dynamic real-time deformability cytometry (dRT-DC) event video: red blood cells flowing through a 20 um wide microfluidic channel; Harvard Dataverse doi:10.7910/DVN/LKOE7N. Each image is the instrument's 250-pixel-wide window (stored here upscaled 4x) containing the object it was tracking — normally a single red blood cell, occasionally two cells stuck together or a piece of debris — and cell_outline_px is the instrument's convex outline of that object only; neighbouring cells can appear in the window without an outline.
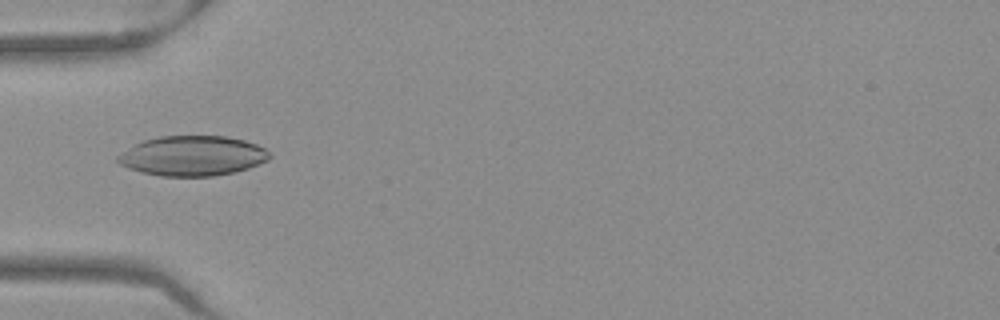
{"species": "Egyptian fruit bat (a non-hibernating species)", "species_latin": "Rousettus aegyptiacus", "temperature_condition": "warm", "stored_images_in_passage": 49, "camera_frame_rate_fps": 3000, "um_per_image_px": 0.085, "frame": {"image": 1, "passage_image": 15, "time_ms": 4.667, "image_size_px": [1000, 320], "cell_outline_px": [[272, 156], [268, 160], [260, 164], [236, 172], [216, 176], [160, 176], [140, 172], [128, 168], [120, 164], [116, 160], [116, 156], [136, 144], [144, 140], [160, 136], [228, 136], [244, 140], [256, 144], [264, 148]], "centroid_in_image_um": [16.38, 13.25], "position_along_channel_um": 68.6, "area_um2": 35.43}}
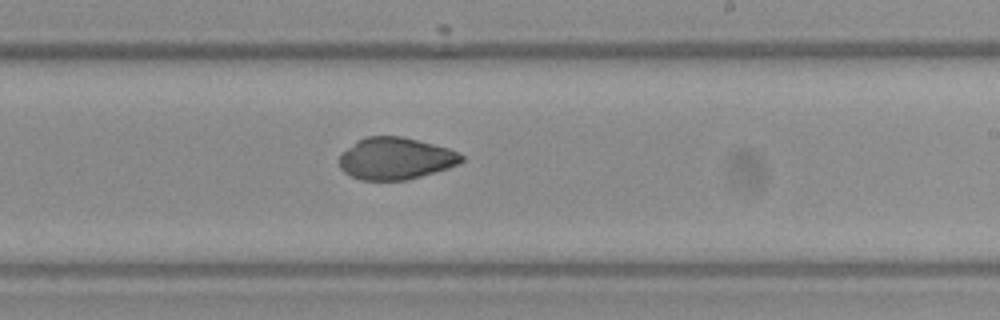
{"frame": {"image": 2, "passage_image": 29, "time_ms": 9.333, "image_size_px": [1000, 320], "cell_outline_px": [[464, 160], [460, 164], [448, 168], [408, 180], [360, 180], [344, 172], [340, 168], [340, 152], [360, 140], [368, 136], [400, 136], [448, 148], [464, 156]], "centroid_in_image_um": [33.62, 13.48], "position_along_channel_um": 255.4, "area_um2": 29.71}}
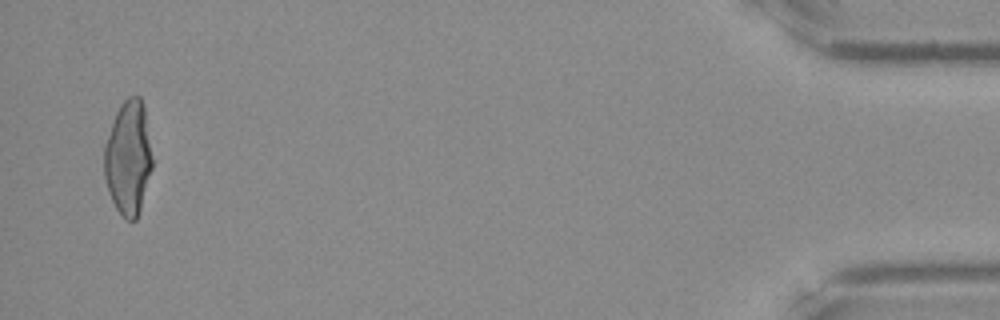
{"frame": {"image": 3, "passage_image": 48, "time_ms": 15.667, "image_size_px": [1000, 320], "cell_outline_px": [[152, 168], [140, 208], [136, 220], [124, 220], [116, 208], [108, 192], [104, 176], [104, 144], [116, 112], [120, 104], [128, 96], [140, 96], [144, 104], [152, 160]], "centroid_in_image_um": [10.89, 13.41], "position_along_channel_um": 424.3, "area_um2": 31.96}}